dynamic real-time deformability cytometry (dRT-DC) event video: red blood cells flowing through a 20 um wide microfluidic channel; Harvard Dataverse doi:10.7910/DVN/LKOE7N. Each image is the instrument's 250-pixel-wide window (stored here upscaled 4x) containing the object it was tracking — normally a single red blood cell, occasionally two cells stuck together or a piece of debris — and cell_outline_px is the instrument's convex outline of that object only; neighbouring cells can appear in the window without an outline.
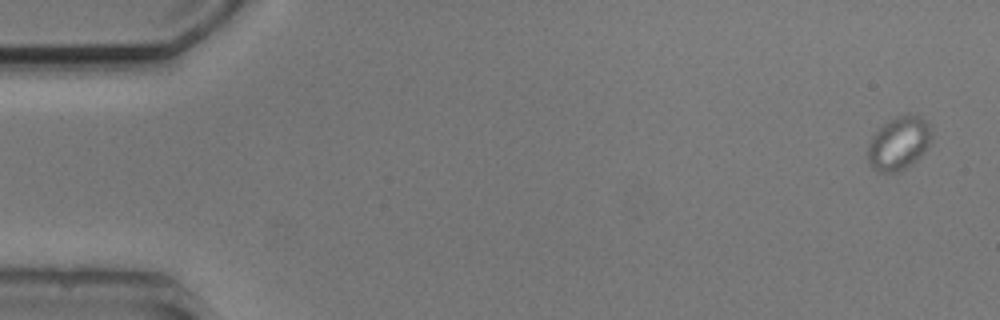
{"species": "common noctule bat (a hibernating species)", "species_latin": "Nyctalus noctula", "temperature_condition": "cold", "stored_images_in_passage": 9, "camera_frame_rate_fps": 3000, "um_per_image_px": 0.085, "animal": {"sex": "male", "body_mass_g": 20.5, "forearm_length_mm": 52.5}, "frame": {"image": 1, "passage_image": 1, "time_ms": 0.0, "image_size_px": [1000, 320], "cell_outline_px": [[932, 136], [928, 144], [920, 156], [916, 160], [904, 168], [896, 172], [876, 172], [872, 168], [868, 160], [868, 144], [872, 136], [884, 124], [896, 116], [908, 112], [920, 116], [928, 124]], "centroid_in_image_um": [76.38, 12.16], "position_along_channel_um": 8.6, "area_um2": 19.65}}
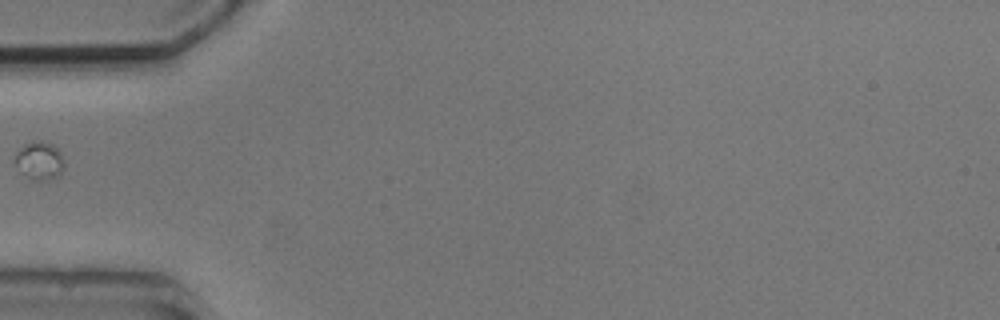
{"frame": {"image": 2, "passage_image": 6, "time_ms": 6.333, "image_size_px": [1000, 320], "cell_outline_px": [[64, 168], [60, 176], [44, 180], [36, 180], [20, 172], [12, 160], [16, 148], [28, 140], [44, 140], [60, 148], [64, 160]], "centroid_in_image_um": [3.33, 13.59], "position_along_channel_um": 81.7, "area_um2": 11.68}}
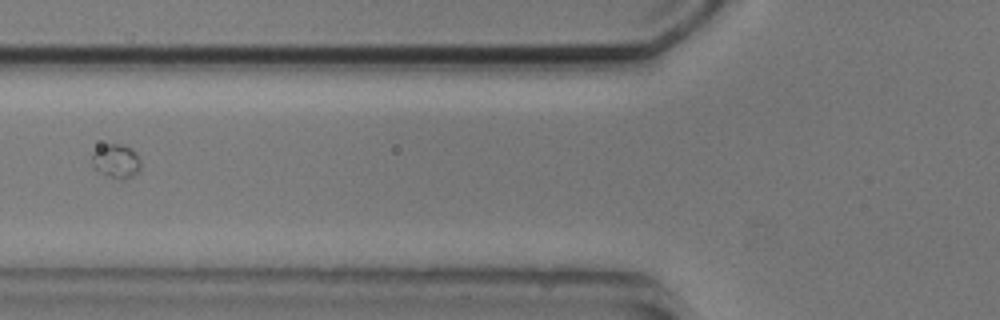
{"frame": {"image": 3, "passage_image": 7, "time_ms": 7.333, "image_size_px": [1000, 320], "cell_outline_px": [[140, 168], [136, 176], [124, 180], [120, 180], [96, 172], [92, 164], [92, 152], [100, 144], [120, 144], [132, 148], [136, 152], [140, 160]], "centroid_in_image_um": [9.86, 13.71], "position_along_channel_um": 115.9, "area_um2": 10.12}}